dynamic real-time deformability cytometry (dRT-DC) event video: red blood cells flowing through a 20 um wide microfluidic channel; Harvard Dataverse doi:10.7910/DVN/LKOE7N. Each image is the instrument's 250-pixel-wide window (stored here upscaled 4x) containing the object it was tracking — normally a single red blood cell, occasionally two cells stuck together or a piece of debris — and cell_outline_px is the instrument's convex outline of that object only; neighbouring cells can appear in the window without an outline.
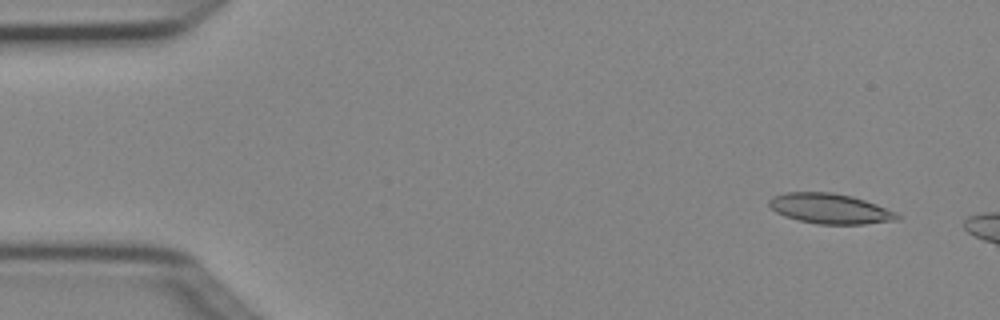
{"species": "Egyptian fruit bat (a non-hibernating species)", "species_latin": "Rousettus aegyptiacus", "temperature_condition": "cold", "stored_images_in_passage": 5, "camera_frame_rate_fps": 3000, "um_per_image_px": 0.085, "animal": {"sex": "female"}, "frame": {"image": 1, "passage_image": 1, "time_ms": 0.0, "image_size_px": [1000, 320], "cell_outline_px": [[900, 220], [864, 224], [816, 224], [784, 216], [776, 212], [768, 204], [768, 200], [772, 196], [784, 192], [832, 192], [852, 196], [876, 204], [896, 212], [900, 216]], "centroid_in_image_um": [70.54, 17.73], "position_along_channel_um": 14.5, "area_um2": 22.6}}